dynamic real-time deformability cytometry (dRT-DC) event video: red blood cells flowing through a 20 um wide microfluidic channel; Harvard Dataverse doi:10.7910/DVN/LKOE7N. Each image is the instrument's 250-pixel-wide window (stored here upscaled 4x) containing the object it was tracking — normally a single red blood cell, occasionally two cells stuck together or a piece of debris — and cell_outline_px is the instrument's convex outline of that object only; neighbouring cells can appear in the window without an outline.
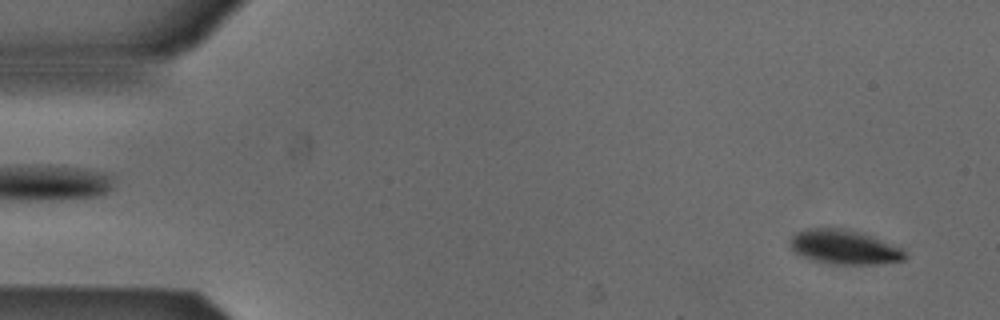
{"species": "Egyptian fruit bat (a non-hibernating species)", "species_latin": "Rousettus aegyptiacus", "temperature_condition": "cold", "stored_images_in_passage": 53, "camera_frame_rate_fps": 3000, "um_per_image_px": 0.085, "animal": {"sex": "male"}, "frame": {"image": 1, "passage_image": 3, "time_ms": 0.667, "image_size_px": [1000, 320], "cell_outline_px": [[908, 256], [904, 260], [876, 264], [828, 264], [812, 260], [796, 252], [788, 244], [792, 236], [796, 232], [812, 228], [836, 228], [856, 232], [868, 236], [900, 248]], "centroid_in_image_um": [71.71, 21.03], "position_along_channel_um": 13.3, "area_um2": 22.37}}
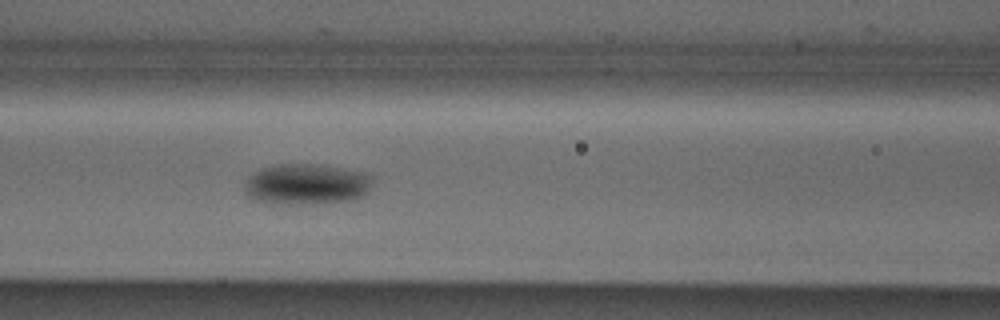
{"frame": {"image": 2, "passage_image": 22, "time_ms": 7.0, "image_size_px": [1000, 320], "cell_outline_px": [[372, 180], [368, 192], [364, 196], [352, 200], [312, 204], [256, 200], [248, 196], [244, 192], [244, 184], [248, 176], [260, 168], [276, 164], [308, 164], [340, 168], [368, 172], [372, 176]], "centroid_in_image_um": [26.07, 15.64], "position_along_channel_um": 140.5, "area_um2": 30.29}}
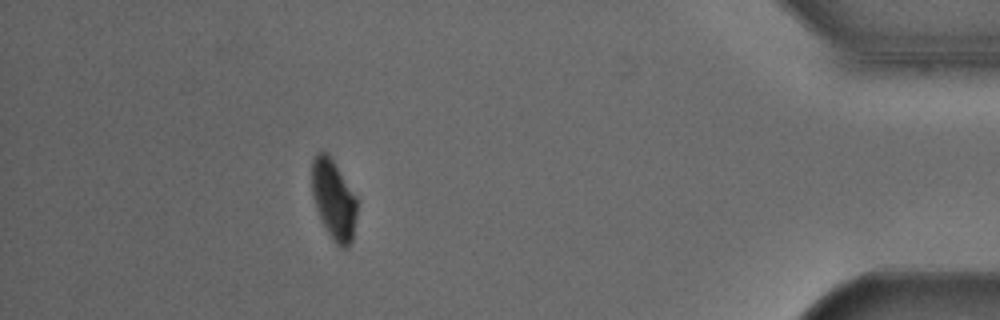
{"frame": {"image": 3, "passage_image": 47, "time_ms": 15.333, "image_size_px": [1000, 320], "cell_outline_px": [[356, 216], [352, 240], [348, 248], [340, 248], [332, 240], [320, 220], [312, 196], [312, 160], [316, 152], [328, 152], [356, 196]], "centroid_in_image_um": [28.35, 16.98], "position_along_channel_um": 406.9, "area_um2": 21.15}, "authors_computed_cell_mechanics": {"area_um2": 25.0852, "velocity_mm_per_s": 3.8483, "shape_relaxation_time_tau1_ms": 1.8508, "shape_relaxation_time_tau2_ms": null, "deformation_change_tau1": 0.0807, "deformation_change_tau2": null}}